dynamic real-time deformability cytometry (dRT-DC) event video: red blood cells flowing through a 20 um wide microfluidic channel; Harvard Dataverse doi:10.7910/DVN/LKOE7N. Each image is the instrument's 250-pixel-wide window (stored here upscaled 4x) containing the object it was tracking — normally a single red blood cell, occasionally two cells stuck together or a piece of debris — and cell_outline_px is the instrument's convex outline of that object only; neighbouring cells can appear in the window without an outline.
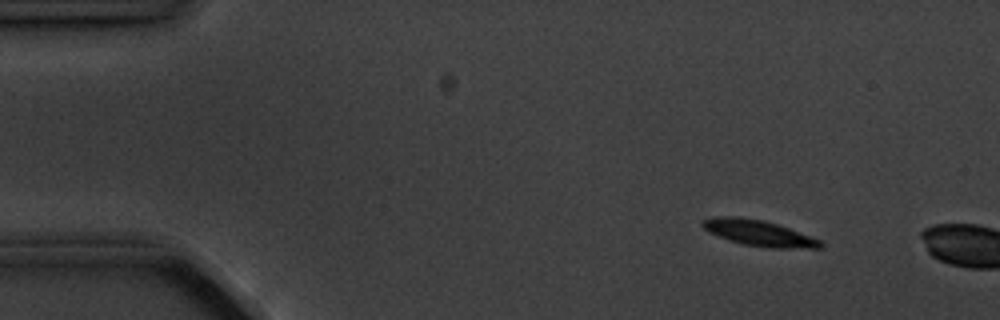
{"species": "common noctule bat (a hibernating species)", "species_latin": "Nyctalus noctula", "temperature_condition": "cold", "stored_images_in_passage": 2, "camera_frame_rate_fps": 3000, "um_per_image_px": 0.085, "animal": {"sex": "male", "body_mass_g": 20.1, "forearm_length_mm": 53.5}, "frame": {"image": 1, "passage_image": 1, "time_ms": 0.0, "image_size_px": [1000, 320], "cell_outline_px": [[824, 244], [820, 248], [768, 248], [744, 244], [728, 240], [708, 232], [700, 224], [704, 220], [712, 216], [740, 216], [764, 220], [788, 228], [820, 240]], "centroid_in_image_um": [64.45, 19.8], "position_along_channel_um": 20.5, "area_um2": 17.74}}